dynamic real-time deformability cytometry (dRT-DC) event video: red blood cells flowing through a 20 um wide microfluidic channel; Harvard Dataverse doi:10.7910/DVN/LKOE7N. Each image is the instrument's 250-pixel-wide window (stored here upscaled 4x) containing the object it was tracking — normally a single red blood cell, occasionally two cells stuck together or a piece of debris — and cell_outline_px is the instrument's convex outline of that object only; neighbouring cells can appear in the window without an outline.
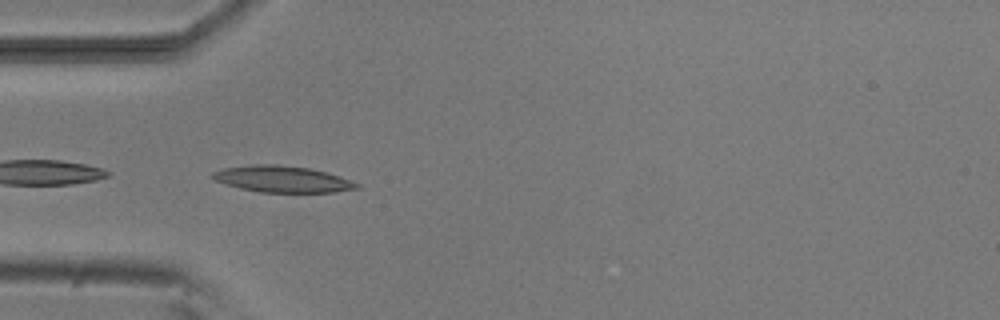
{"species": "common noctule bat (a hibernating species)", "species_latin": "Nyctalus noctula", "temperature_condition": "room temperature", "stored_images_in_passage": 5, "camera_frame_rate_fps": 3000, "um_per_image_px": 0.085, "animal": {"sex": "male", "body_mass_g": 20.5, "forearm_length_mm": 52.5}, "frame": {"image": 1, "passage_image": 5, "time_ms": 4.667, "image_size_px": [1000, 320], "cell_outline_px": [[360, 188], [332, 192], [260, 192], [240, 188], [216, 180], [208, 176], [212, 172], [224, 168], [252, 164], [276, 164], [308, 168], [324, 172], [360, 184]], "centroid_in_image_um": [23.94, 15.22], "position_along_channel_um": 61.1, "area_um2": 21.85}}